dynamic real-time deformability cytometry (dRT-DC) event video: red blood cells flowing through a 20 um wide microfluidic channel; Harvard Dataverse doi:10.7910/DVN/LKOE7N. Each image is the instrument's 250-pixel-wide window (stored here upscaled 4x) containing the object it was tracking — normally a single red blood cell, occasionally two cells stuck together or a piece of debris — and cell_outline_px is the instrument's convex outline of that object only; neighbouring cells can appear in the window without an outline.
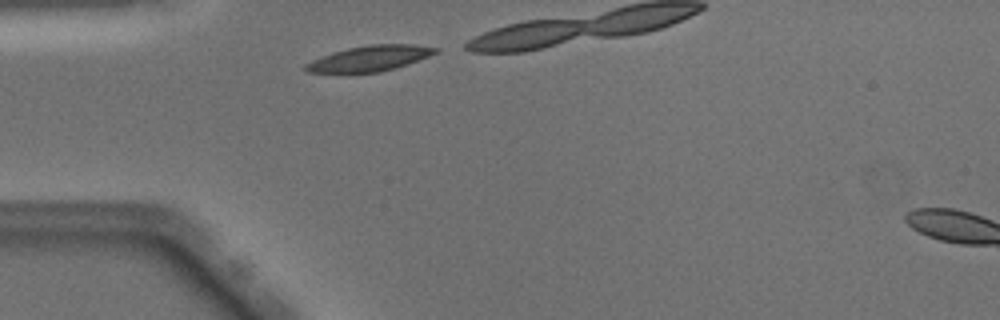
{"species": "Egyptian fruit bat (a non-hibernating species)", "species_latin": "Rousettus aegyptiacus", "temperature_condition": "warm", "stored_images_in_passage": 25, "camera_frame_rate_fps": 3000, "um_per_image_px": 0.085, "animal": {"sex": "male"}, "frame": {"image": 1, "passage_image": 1, "time_ms": 0.0, "image_size_px": [1000, 320], "cell_outline_px": [[440, 52], [408, 64], [380, 72], [308, 72], [304, 68], [304, 64], [312, 60], [332, 52], [348, 48], [368, 44], [416, 44], [440, 48]], "centroid_in_image_um": [31.48, 4.94], "position_along_channel_um": 53.5, "area_um2": 19.31}}